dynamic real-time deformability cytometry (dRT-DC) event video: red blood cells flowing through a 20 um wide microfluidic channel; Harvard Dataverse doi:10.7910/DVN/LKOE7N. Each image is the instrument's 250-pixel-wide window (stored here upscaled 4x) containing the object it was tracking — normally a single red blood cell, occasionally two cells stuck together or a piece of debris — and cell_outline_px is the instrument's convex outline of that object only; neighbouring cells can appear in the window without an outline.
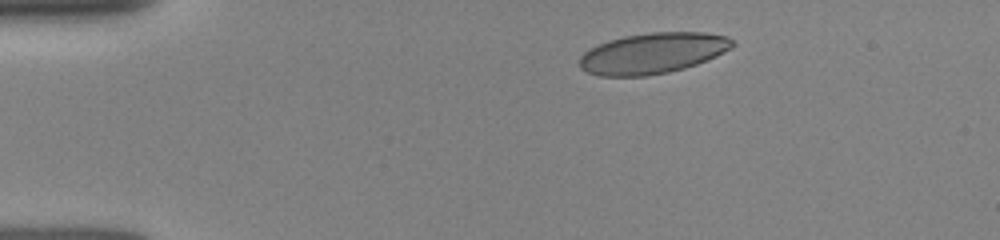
{"species": "human", "species_latin": "Homo sapiens", "temperature_condition": "room temperature", "stored_images_in_passage": 37, "camera_frame_rate_fps": 3000, "um_per_image_px": 0.085, "donor": {"sex": "female"}, "frame": {"image": 1, "passage_image": 1, "time_ms": 0.0, "image_size_px": [1000, 240], "cell_outline_px": [[736, 44], [732, 48], [716, 56], [696, 64], [684, 68], [668, 72], [644, 76], [600, 76], [588, 72], [580, 68], [580, 56], [584, 52], [608, 40], [624, 36], [652, 32], [704, 32], [728, 36]], "centroid_in_image_um": [55.51, 4.52], "position_along_channel_um": 29.5, "area_um2": 36.24}}
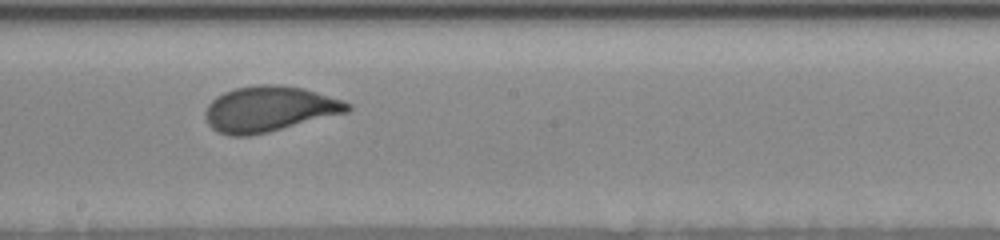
{"frame": {"image": 2, "passage_image": 17, "time_ms": 6.333, "image_size_px": [1000, 240], "cell_outline_px": [[352, 108], [348, 112], [268, 132], [248, 136], [228, 136], [216, 132], [208, 124], [204, 116], [204, 112], [208, 104], [216, 96], [224, 92], [236, 88], [260, 84], [276, 84], [304, 88], [352, 104]], "centroid_in_image_um": [22.84, 9.27], "position_along_channel_um": 225.4, "area_um2": 37.74}}
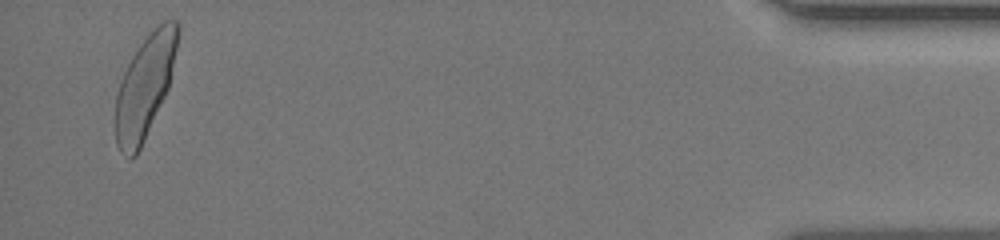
{"frame": {"image": 3, "passage_image": 37, "time_ms": 13.0, "image_size_px": [1000, 240], "cell_outline_px": [[180, 32], [168, 88], [144, 140], [136, 156], [132, 160], [128, 160], [120, 152], [116, 144], [112, 120], [116, 92], [120, 80], [132, 56], [140, 44], [164, 20], [176, 20], [180, 24]], "centroid_in_image_um": [12.25, 7.44], "position_along_channel_um": 422.9, "area_um2": 37.57}}